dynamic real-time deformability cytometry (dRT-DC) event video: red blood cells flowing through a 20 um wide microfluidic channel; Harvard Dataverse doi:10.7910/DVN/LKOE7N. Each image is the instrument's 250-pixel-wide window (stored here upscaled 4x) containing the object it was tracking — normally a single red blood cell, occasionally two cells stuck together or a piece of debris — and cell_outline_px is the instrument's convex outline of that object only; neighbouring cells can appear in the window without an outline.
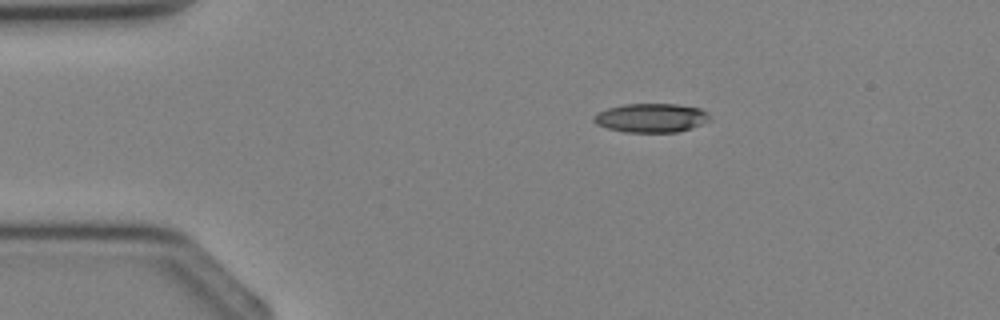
{"species": "Egyptian fruit bat (a non-hibernating species)", "species_latin": "Rousettus aegyptiacus", "temperature_condition": "cold", "stored_images_in_passage": 2, "camera_frame_rate_fps": 3000, "um_per_image_px": 0.085, "animal": {"sex": "female"}, "frame": {"image": 1, "passage_image": 1, "time_ms": 0.0, "image_size_px": [1000, 320], "cell_outline_px": [[708, 120], [692, 128], [676, 132], [624, 132], [608, 128], [596, 124], [592, 120], [592, 116], [608, 108], [624, 104], [676, 104], [700, 108], [708, 112]], "centroid_in_image_um": [55.32, 10.02], "position_along_channel_um": 29.7, "area_um2": 19.42}}